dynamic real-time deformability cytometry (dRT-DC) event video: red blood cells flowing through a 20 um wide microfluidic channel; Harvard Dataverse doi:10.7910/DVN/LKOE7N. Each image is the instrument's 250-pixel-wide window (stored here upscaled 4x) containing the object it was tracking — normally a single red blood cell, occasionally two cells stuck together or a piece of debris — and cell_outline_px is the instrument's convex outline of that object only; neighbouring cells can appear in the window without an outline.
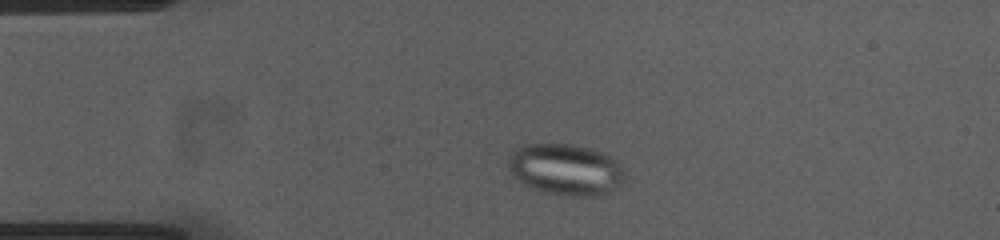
{"species": "common noctule bat (a hibernating species)", "species_latin": "Nyctalus noctula", "temperature_condition": "cold", "stored_images_in_passage": 44, "camera_frame_rate_fps": 3000, "um_per_image_px": 0.085, "animal": {"sex": "female", "body_mass_g": 23.0, "forearm_length_mm": 53.4}, "frame": {"image": 1, "passage_image": 1, "time_ms": 0.0, "image_size_px": [1000, 240], "cell_outline_px": [[624, 176], [620, 184], [608, 192], [596, 196], [572, 196], [548, 192], [536, 188], [512, 176], [508, 168], [508, 164], [512, 156], [524, 144], [572, 144], [588, 148], [600, 152], [608, 156], [620, 168]], "centroid_in_image_um": [48.07, 14.41], "position_along_channel_um": 36.9, "area_um2": 33.58}}
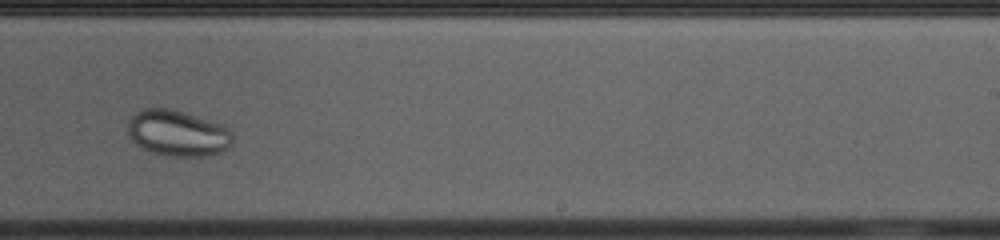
{"frame": {"image": 2, "passage_image": 23, "time_ms": 7.333, "image_size_px": [1000, 240], "cell_outline_px": [[232, 144], [228, 148], [220, 152], [204, 156], [168, 156], [152, 152], [136, 144], [128, 136], [128, 120], [132, 112], [144, 108], [168, 108], [184, 112], [220, 124], [228, 128], [232, 132]], "centroid_in_image_um": [15.06, 11.31], "position_along_channel_um": 273.9, "area_um2": 28.21}}
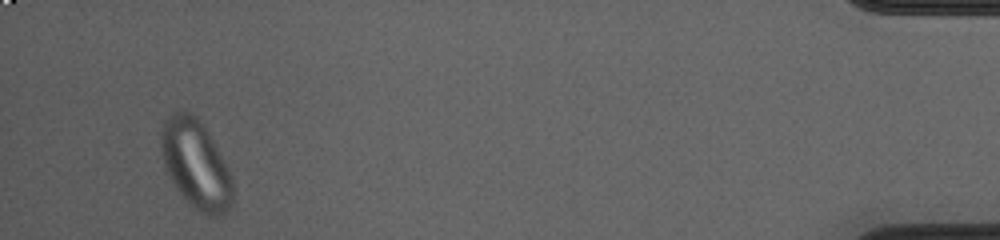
{"frame": {"image": 3, "passage_image": 41, "time_ms": 13.333, "image_size_px": [1000, 240], "cell_outline_px": [[232, 204], [228, 212], [220, 216], [208, 216], [200, 212], [176, 188], [164, 164], [160, 144], [160, 132], [164, 120], [176, 112], [184, 108], [196, 116], [204, 128], [228, 168], [232, 180]], "centroid_in_image_um": [16.64, 13.96], "position_along_channel_um": 418.6, "area_um2": 36.36}}